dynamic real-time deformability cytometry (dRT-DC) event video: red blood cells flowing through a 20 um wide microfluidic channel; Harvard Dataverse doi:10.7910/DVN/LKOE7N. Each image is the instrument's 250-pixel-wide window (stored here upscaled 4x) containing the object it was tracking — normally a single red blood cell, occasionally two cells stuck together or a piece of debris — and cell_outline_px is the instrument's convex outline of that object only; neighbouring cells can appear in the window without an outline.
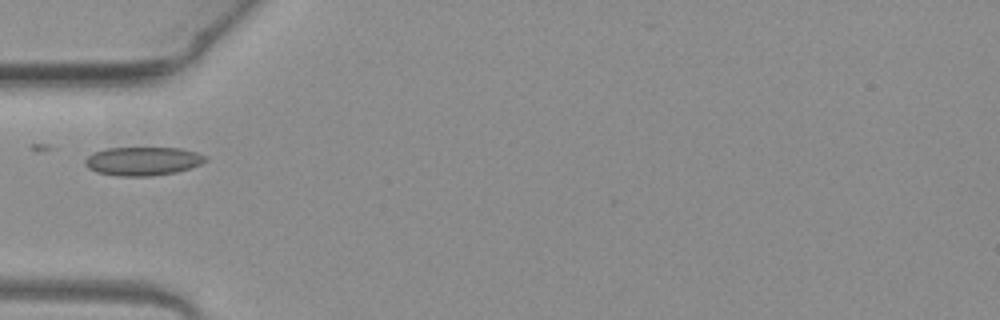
{"species": "common noctule bat (a hibernating species)", "species_latin": "Nyctalus noctula", "temperature_condition": "warm", "stored_images_in_passage": 32, "camera_frame_rate_fps": 3000, "um_per_image_px": 0.085, "animal": {"sex": "female", "body_mass_g": 19.3, "forearm_length_mm": 54.1}, "frame": {"image": 1, "passage_image": 1, "time_ms": 0.0, "image_size_px": [1000, 320], "cell_outline_px": [[208, 160], [200, 164], [176, 172], [152, 176], [116, 176], [96, 172], [88, 168], [84, 164], [84, 160], [92, 152], [108, 148], [180, 148], [196, 152], [208, 156]], "centroid_in_image_um": [12.12, 13.7], "position_along_channel_um": 72.9, "area_um2": 20.17}}
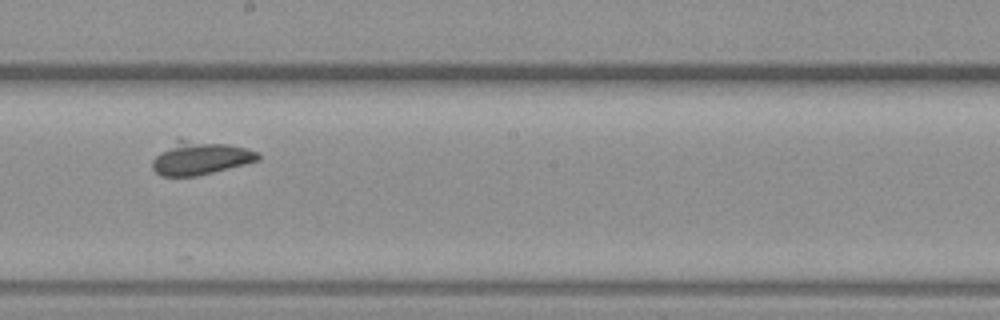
{"frame": {"image": 2, "passage_image": 13, "time_ms": 4.0, "image_size_px": [1000, 320], "cell_outline_px": [[260, 160], [196, 176], [160, 176], [152, 168], [152, 160], [160, 152], [180, 136], [228, 144], [260, 152]], "centroid_in_image_um": [17.0, 13.39], "position_along_channel_um": 231.2, "area_um2": 20.81}}
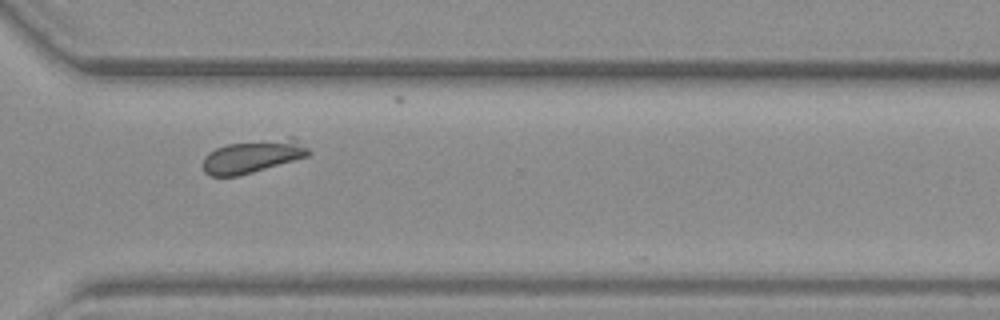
{"frame": {"image": 3, "passage_image": 22, "time_ms": 7.0, "image_size_px": [1000, 320], "cell_outline_px": [[312, 152], [308, 156], [252, 172], [236, 176], [208, 176], [204, 172], [204, 156], [208, 152], [216, 148], [228, 144], [288, 136], [292, 136], [308, 148]], "centroid_in_image_um": [21.5, 13.26], "position_along_channel_um": 349.1, "area_um2": 20.4}}